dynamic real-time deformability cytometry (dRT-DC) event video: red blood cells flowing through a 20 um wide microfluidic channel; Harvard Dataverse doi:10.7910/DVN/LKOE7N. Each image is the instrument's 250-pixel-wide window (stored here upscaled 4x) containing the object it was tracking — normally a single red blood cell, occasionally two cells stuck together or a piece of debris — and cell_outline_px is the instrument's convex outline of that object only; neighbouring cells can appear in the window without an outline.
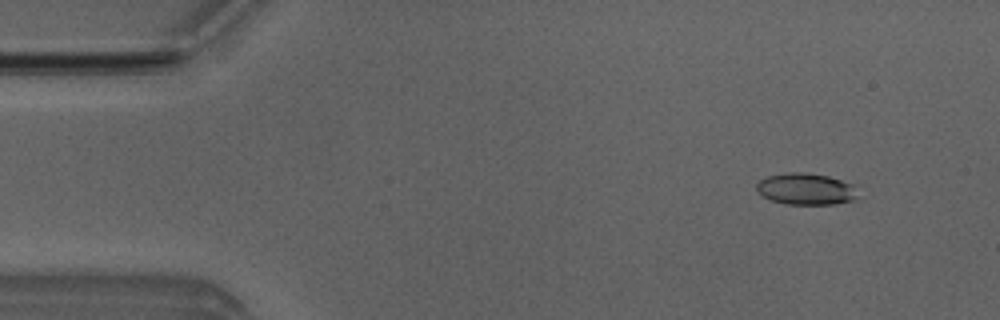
{"species": "Egyptian fruit bat (a non-hibernating species)", "species_latin": "Rousettus aegyptiacus", "temperature_condition": "room temperature", "stored_images_in_passage": 51, "camera_frame_rate_fps": 3000, "um_per_image_px": 0.085, "animal": {"sex": "male"}, "frame": {"image": 1, "passage_image": 5, "time_ms": 1.333, "image_size_px": [1000, 320], "cell_outline_px": [[860, 200], [836, 204], [788, 204], [772, 200], [756, 192], [756, 184], [760, 180], [768, 176], [788, 172], [804, 172], [828, 176], [852, 184]], "centroid_in_image_um": [68.53, 16.07], "position_along_channel_um": 16.5, "area_um2": 18.73}}
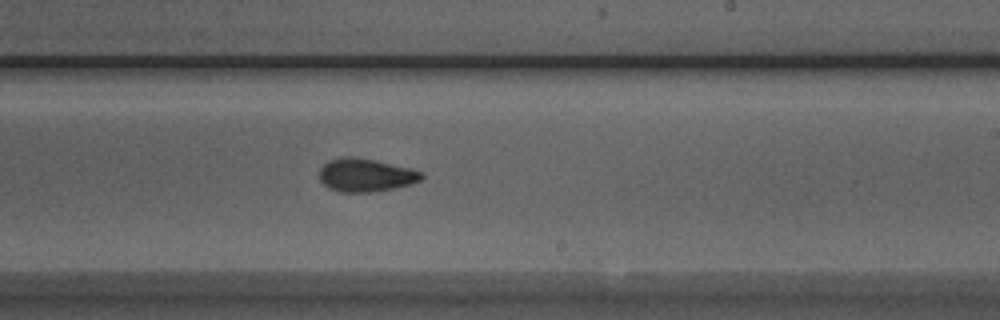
{"frame": {"image": 2, "passage_image": 30, "time_ms": 9.667, "image_size_px": [1000, 320], "cell_outline_px": [[424, 176], [420, 180], [412, 184], [376, 192], [340, 192], [328, 188], [320, 180], [320, 168], [328, 160], [340, 156], [352, 156], [376, 160], [412, 168], [424, 172]], "centroid_in_image_um": [31.1, 14.87], "position_along_channel_um": 257.9, "area_um2": 20.11}}
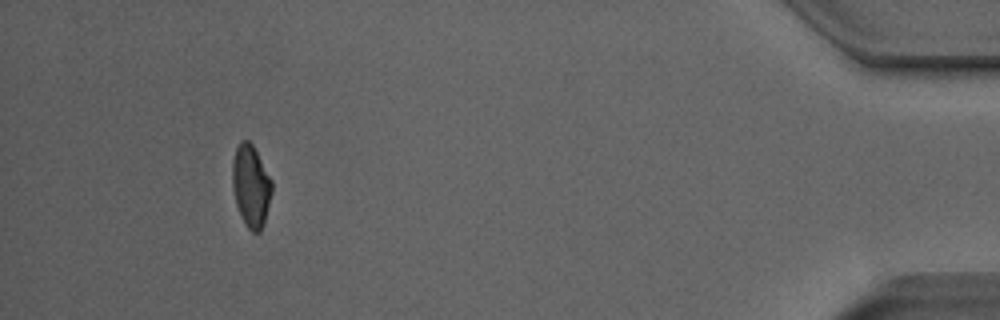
{"frame": {"image": 3, "passage_image": 47, "time_ms": 15.333, "image_size_px": [1000, 320], "cell_outline_px": [[272, 192], [264, 224], [260, 232], [252, 232], [248, 228], [240, 216], [236, 204], [232, 184], [232, 160], [236, 148], [240, 140], [248, 140], [252, 144], [272, 180]], "centroid_in_image_um": [21.32, 15.81], "position_along_channel_um": 413.9, "area_um2": 18.96}, "authors_computed_cell_mechanics": {"area_um2": 19.4208, "velocity_mm_per_s": 4.0108, "shape_relaxation_time_tau1_ms": 3.7806, "shape_relaxation_time_tau2_ms": 2.0094, "deformation_change_tau1": 0.1253, "deformation_change_tau2": 0.0738}}